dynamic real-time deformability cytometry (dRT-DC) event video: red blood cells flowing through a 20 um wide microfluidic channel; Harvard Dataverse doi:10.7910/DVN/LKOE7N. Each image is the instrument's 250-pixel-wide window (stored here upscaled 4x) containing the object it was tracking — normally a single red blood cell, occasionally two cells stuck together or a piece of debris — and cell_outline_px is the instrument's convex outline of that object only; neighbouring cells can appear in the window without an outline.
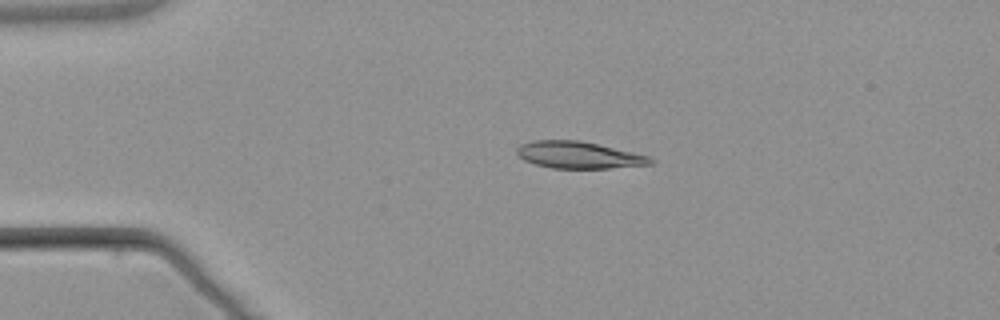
{"species": "common noctule bat (a hibernating species)", "species_latin": "Nyctalus noctula", "temperature_condition": "warm", "stored_images_in_passage": 4, "camera_frame_rate_fps": 3000, "um_per_image_px": 0.085, "animal": {"sex": "male", "body_mass_g": 21.5, "forearm_length_mm": 52.0}, "frame": {"image": 1, "passage_image": 3, "time_ms": 2.333, "image_size_px": [1000, 320], "cell_outline_px": [[656, 164], [608, 168], [552, 168], [536, 164], [524, 160], [516, 152], [516, 148], [520, 144], [532, 140], [580, 140], [632, 152], [648, 156], [656, 160]], "centroid_in_image_um": [49.2, 13.17], "position_along_channel_um": 35.8, "area_um2": 20.92}}